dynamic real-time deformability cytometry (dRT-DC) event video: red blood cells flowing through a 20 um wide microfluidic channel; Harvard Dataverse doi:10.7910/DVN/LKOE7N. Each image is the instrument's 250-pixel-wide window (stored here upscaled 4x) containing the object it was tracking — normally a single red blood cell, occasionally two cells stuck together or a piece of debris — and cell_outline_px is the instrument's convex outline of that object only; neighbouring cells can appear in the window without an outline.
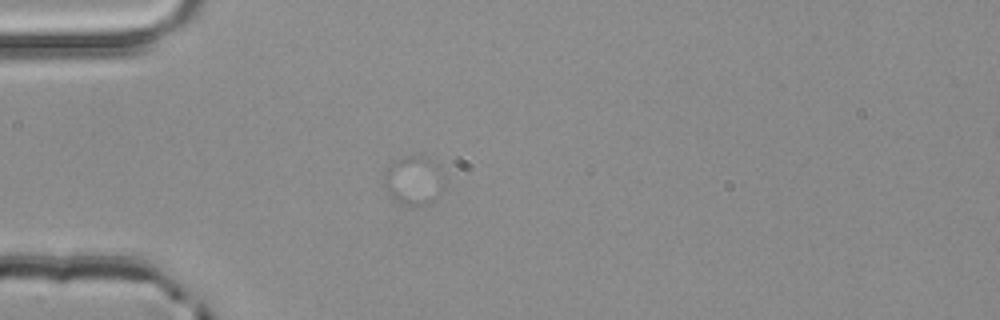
{"species": "common noctule bat (a hibernating species)", "species_latin": "Nyctalus noctula", "temperature_condition": "room temperature", "stored_images_in_passage": 1, "camera_frame_rate_fps": 3000, "um_per_image_px": 0.085, "animal": {"sex": "male", "body_mass_g": 20.4}, "frame": {"image": 1, "passage_image": 1, "time_ms": 0.0, "image_size_px": [1000, 320], "cell_outline_px": [[440, 164], [432, 200], [424, 204], [404, 204], [396, 200], [388, 192], [384, 184], [384, 172], [388, 164], [400, 156], [428, 156]], "centroid_in_image_um": [35.0, 15.22], "position_along_channel_um": 50.0, "area_um2": 15.95}}